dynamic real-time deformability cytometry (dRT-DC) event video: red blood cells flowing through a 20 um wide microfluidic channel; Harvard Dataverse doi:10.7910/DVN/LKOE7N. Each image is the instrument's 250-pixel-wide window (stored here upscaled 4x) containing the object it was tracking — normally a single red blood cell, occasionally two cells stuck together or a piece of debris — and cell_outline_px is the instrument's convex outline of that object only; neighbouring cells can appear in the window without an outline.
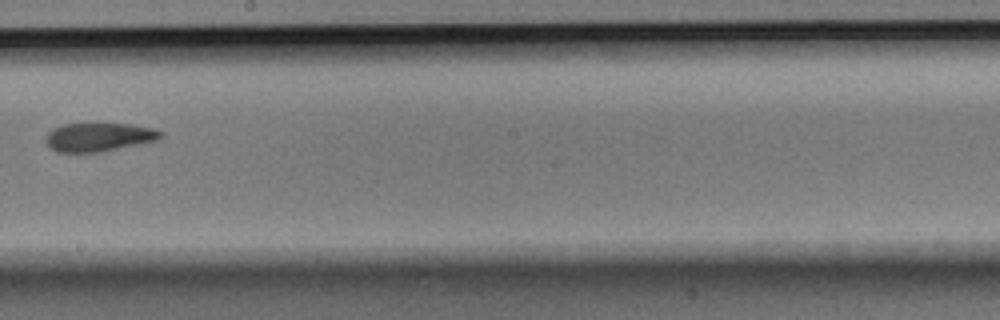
{"species": "Egyptian fruit bat (a non-hibernating species)", "species_latin": "Rousettus aegyptiacus", "temperature_condition": "room temperature", "stored_images_in_passage": 8, "camera_frame_rate_fps": 3000, "um_per_image_px": 0.085, "animal": {"sex": "male"}, "frame": {"image": 1, "passage_image": 8, "time_ms": 2.333, "image_size_px": [1000, 320], "cell_outline_px": [[164, 136], [160, 140], [100, 152], [56, 152], [44, 140], [48, 132], [52, 128], [64, 124], [132, 124], [152, 128], [164, 132]], "centroid_in_image_um": [8.44, 11.65], "position_along_channel_um": 239.8, "area_um2": 19.25}}